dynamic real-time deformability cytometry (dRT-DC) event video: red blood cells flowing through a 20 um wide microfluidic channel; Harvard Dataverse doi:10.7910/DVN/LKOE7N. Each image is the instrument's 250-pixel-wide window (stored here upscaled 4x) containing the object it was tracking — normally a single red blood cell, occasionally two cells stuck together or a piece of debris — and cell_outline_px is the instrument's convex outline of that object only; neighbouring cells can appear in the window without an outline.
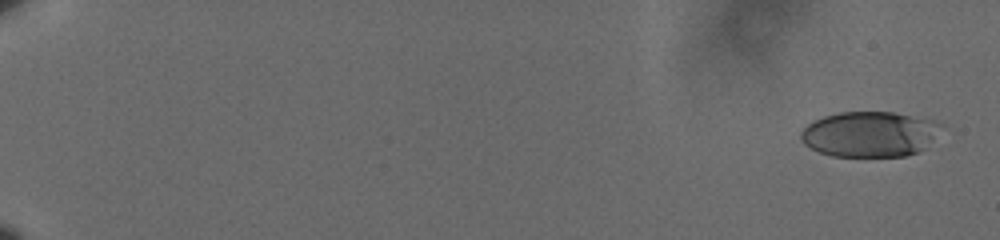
{"species": "human", "species_latin": "Homo sapiens", "temperature_condition": "cold", "stored_images_in_passage": 36, "camera_frame_rate_fps": 3000, "um_per_image_px": 0.085, "donor": {"sex": "male"}, "frame": {"image": 1, "passage_image": 1, "time_ms": 0.0, "image_size_px": [1000, 240], "cell_outline_px": [[940, 124], [924, 148], [920, 152], [904, 156], [832, 156], [820, 152], [804, 144], [800, 140], [800, 132], [812, 120], [824, 116], [840, 112], [892, 112], [932, 120]], "centroid_in_image_um": [73.82, 11.4], "position_along_channel_um": 11.2, "area_um2": 36.59}}
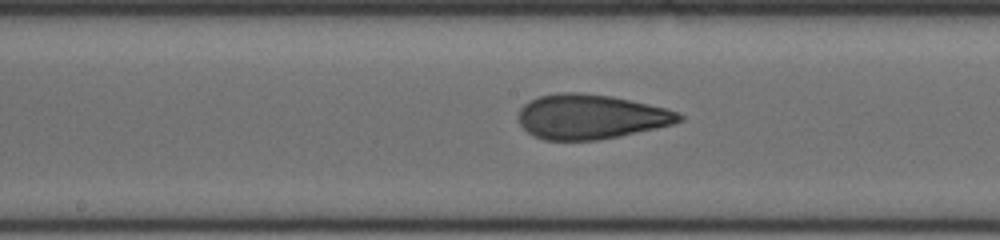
{"frame": {"image": 2, "passage_image": 20, "time_ms": 6.333, "image_size_px": [1000, 240], "cell_outline_px": [[684, 116], [680, 120], [672, 124], [620, 136], [600, 140], [544, 140], [528, 132], [520, 124], [520, 108], [524, 104], [540, 96], [556, 92], [580, 92], [612, 96], [664, 108], [676, 112]], "centroid_in_image_um": [50.19, 9.92], "position_along_channel_um": 198.0, "area_um2": 41.38}}
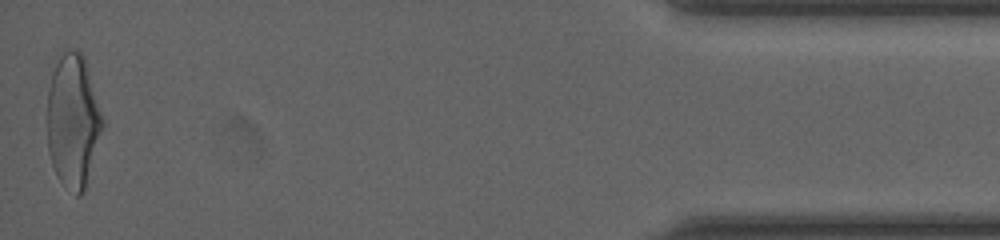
{"frame": {"image": 3, "passage_image": 36, "time_ms": 11.667, "image_size_px": [1000, 240], "cell_outline_px": [[104, 124], [84, 192], [80, 196], [76, 196], [60, 180], [52, 164], [48, 152], [48, 92], [52, 72], [60, 56], [68, 48], [80, 52], [84, 56], [104, 120]], "centroid_in_image_um": [6.22, 10.28], "position_along_channel_um": 429.0, "area_um2": 42.66}}